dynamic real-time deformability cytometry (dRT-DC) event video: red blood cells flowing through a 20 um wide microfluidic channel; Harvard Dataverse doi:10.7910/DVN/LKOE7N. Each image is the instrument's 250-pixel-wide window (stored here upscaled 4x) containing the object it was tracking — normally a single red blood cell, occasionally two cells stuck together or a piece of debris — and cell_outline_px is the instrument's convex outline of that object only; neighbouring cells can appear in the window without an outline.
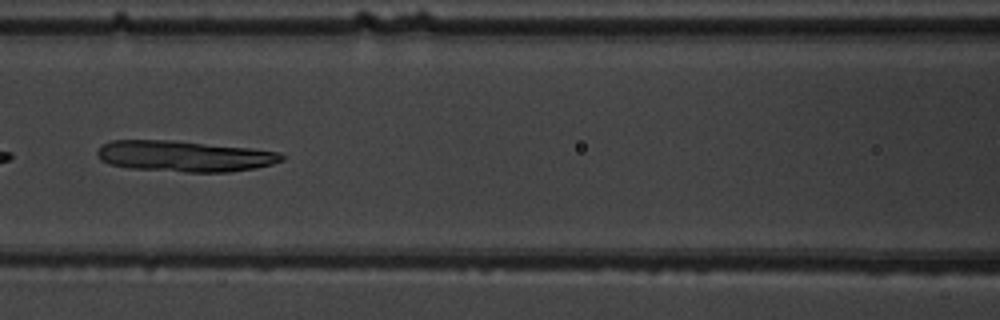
{"species": "common noctule bat (a hibernating species)", "species_latin": "Nyctalus noctula", "temperature_condition": "warm", "stored_images_in_passage": 7, "camera_frame_rate_fps": 3000, "um_per_image_px": 0.085, "animal": {"sex": "male", "body_mass_g": 19.5, "forearm_length_mm": 54.6}, "frame": {"image": 1, "passage_image": 6, "time_ms": 6.667, "image_size_px": [1000, 320], "cell_outline_px": [[284, 160], [272, 164], [256, 168], [228, 172], [184, 172], [128, 168], [112, 164], [100, 160], [96, 152], [104, 144], [112, 140], [172, 140], [252, 148], [280, 152], [284, 156]], "centroid_in_image_um": [15.71, 13.27], "position_along_channel_um": 150.9, "area_um2": 33.35}}